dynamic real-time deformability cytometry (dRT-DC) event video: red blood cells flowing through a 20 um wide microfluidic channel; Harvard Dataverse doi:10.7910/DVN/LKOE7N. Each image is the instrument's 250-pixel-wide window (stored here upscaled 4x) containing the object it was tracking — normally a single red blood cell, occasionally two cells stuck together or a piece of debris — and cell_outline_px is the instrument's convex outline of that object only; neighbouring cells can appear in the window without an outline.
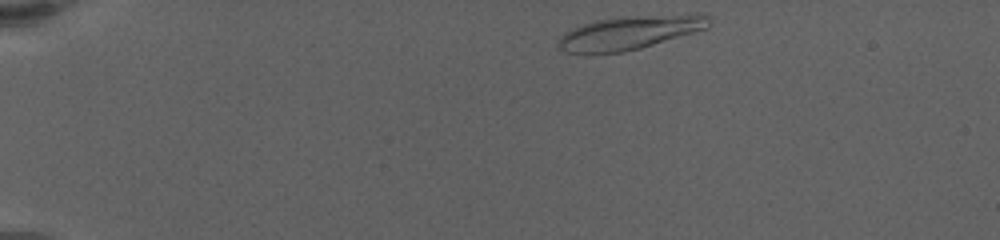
{"species": "human", "species_latin": "Homo sapiens", "temperature_condition": "warm", "stored_images_in_passage": 34, "camera_frame_rate_fps": 3000, "um_per_image_px": 0.085, "donor": {"sex": "female"}, "frame": {"image": 1, "passage_image": 1, "time_ms": 0.0, "image_size_px": [1000, 240], "cell_outline_px": [[708, 28], [640, 48], [624, 52], [592, 56], [588, 56], [564, 52], [556, 44], [560, 36], [564, 32], [572, 28], [596, 20], [624, 16], [696, 12], [708, 12]], "centroid_in_image_um": [53.5, 2.78], "position_along_channel_um": 31.5, "area_um2": 30.69}}
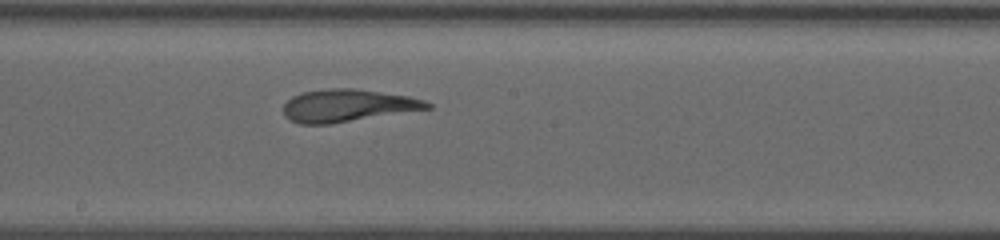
{"frame": {"image": 2, "passage_image": 18, "time_ms": 8.333, "image_size_px": [1000, 240], "cell_outline_px": [[432, 108], [332, 124], [300, 124], [288, 120], [284, 116], [284, 104], [292, 96], [300, 92], [328, 88], [356, 88], [408, 96], [424, 100], [432, 104]], "centroid_in_image_um": [29.52, 8.97], "position_along_channel_um": 218.7, "area_um2": 27.46}}
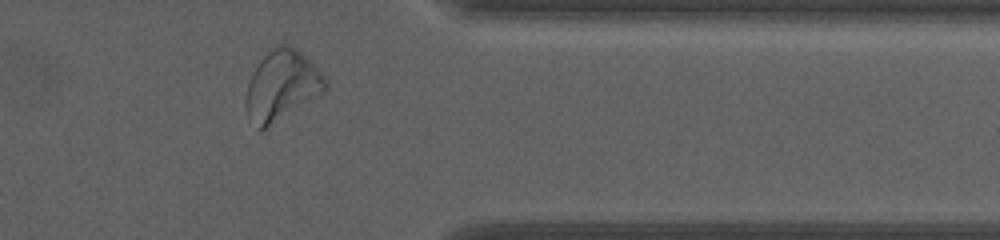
{"frame": {"image": 3, "passage_image": 30, "time_ms": 13.667, "image_size_px": [1000, 240], "cell_outline_px": [[328, 88], [260, 132], [248, 120], [248, 84], [260, 60], [268, 48], [276, 44], [288, 44], [300, 52], [324, 76], [328, 84]], "centroid_in_image_um": [23.94, 7.25], "position_along_channel_um": 387.5, "area_um2": 31.56}}